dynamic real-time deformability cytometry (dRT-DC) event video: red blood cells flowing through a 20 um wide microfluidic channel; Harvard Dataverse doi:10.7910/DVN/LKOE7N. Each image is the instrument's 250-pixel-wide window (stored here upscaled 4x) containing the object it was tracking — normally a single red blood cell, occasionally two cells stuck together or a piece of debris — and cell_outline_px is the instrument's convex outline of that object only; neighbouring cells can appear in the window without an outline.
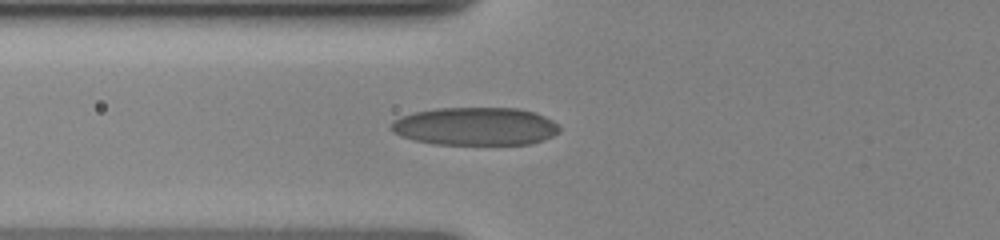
{"species": "human", "species_latin": "Homo sapiens", "temperature_condition": "cold", "stored_images_in_passage": 10, "camera_frame_rate_fps": 3000, "um_per_image_px": 0.085, "donor": {"sex": "female"}, "frame": {"image": 1, "passage_image": 10, "time_ms": 8.0, "image_size_px": [1000, 240], "cell_outline_px": [[560, 132], [544, 140], [532, 144], [436, 144], [412, 140], [400, 136], [392, 132], [388, 128], [392, 120], [400, 116], [416, 112], [436, 108], [520, 108], [536, 112], [560, 124]], "centroid_in_image_um": [40.4, 10.74], "position_along_channel_um": 85.4, "area_um2": 37.8}}